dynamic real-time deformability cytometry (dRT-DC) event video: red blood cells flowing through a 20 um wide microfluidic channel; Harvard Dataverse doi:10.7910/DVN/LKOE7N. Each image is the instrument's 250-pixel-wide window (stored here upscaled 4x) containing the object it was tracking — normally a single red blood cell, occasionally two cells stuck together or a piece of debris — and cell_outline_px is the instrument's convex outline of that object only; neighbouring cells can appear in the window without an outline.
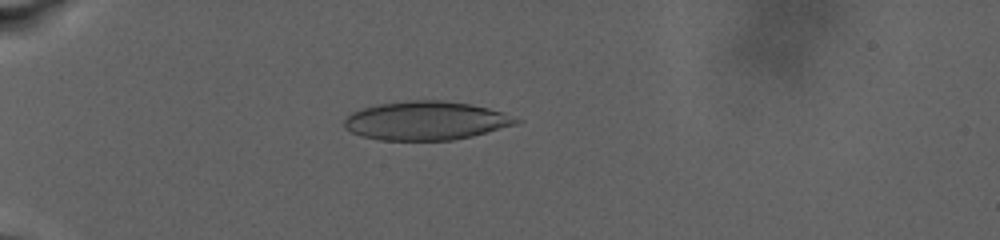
{"species": "human", "species_latin": "Homo sapiens", "temperature_condition": "warm", "stored_images_in_passage": 12, "camera_frame_rate_fps": 3000, "um_per_image_px": 0.085, "donor": {"sex": "male"}, "frame": {"image": 1, "passage_image": 9, "time_ms": 8.0, "image_size_px": [1000, 240], "cell_outline_px": [[524, 120], [516, 124], [472, 136], [452, 140], [380, 140], [360, 136], [344, 128], [344, 120], [352, 112], [364, 108], [380, 104], [404, 100], [440, 100], [472, 104], [488, 108]], "centroid_in_image_um": [36.19, 10.26], "position_along_channel_um": 48.8, "area_um2": 38.67}}
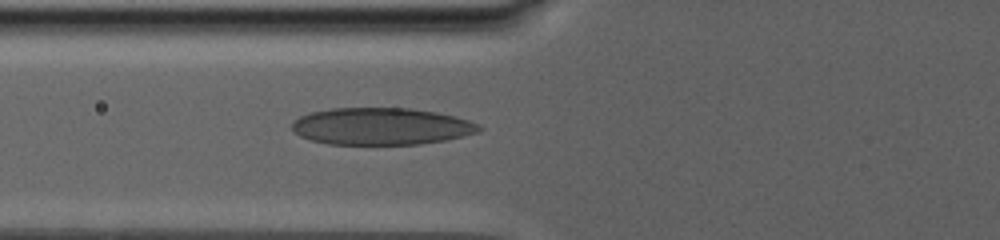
{"frame": {"image": 2, "passage_image": 12, "time_ms": 11.333, "image_size_px": [1000, 240], "cell_outline_px": [[484, 128], [480, 132], [448, 140], [420, 144], [328, 144], [312, 140], [300, 136], [292, 128], [292, 120], [308, 112], [332, 108], [412, 108], [436, 112], [468, 120]], "centroid_in_image_um": [32.4, 10.73], "position_along_channel_um": 93.4, "area_um2": 40.52}}